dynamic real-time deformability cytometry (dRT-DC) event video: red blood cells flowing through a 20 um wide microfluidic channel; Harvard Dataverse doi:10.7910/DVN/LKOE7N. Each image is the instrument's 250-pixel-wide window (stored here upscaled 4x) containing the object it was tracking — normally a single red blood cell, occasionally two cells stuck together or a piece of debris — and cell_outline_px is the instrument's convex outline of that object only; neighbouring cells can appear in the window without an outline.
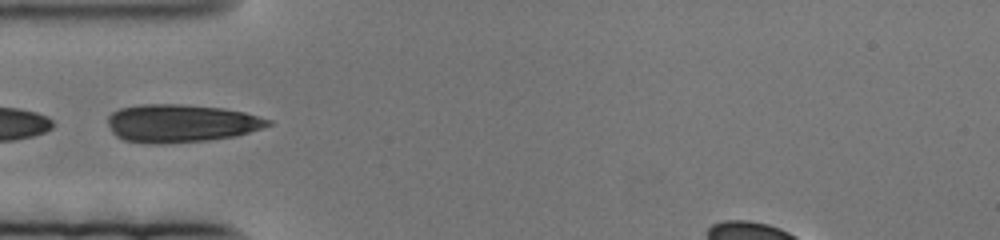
{"species": "human", "species_latin": "Homo sapiens", "temperature_condition": "cold", "stored_images_in_passage": 19, "camera_frame_rate_fps": 3000, "um_per_image_px": 0.085, "donor": {"sex": "female"}, "frame": {"image": 1, "passage_image": 1, "time_ms": 0.0, "image_size_px": [1000, 240], "cell_outline_px": [[272, 124], [236, 136], [208, 140], [124, 140], [116, 136], [112, 132], [108, 124], [108, 116], [112, 112], [120, 108], [140, 104], [180, 104], [224, 108], [244, 112], [272, 120]], "centroid_in_image_um": [15.42, 10.42], "position_along_channel_um": 69.6, "area_um2": 34.16}}